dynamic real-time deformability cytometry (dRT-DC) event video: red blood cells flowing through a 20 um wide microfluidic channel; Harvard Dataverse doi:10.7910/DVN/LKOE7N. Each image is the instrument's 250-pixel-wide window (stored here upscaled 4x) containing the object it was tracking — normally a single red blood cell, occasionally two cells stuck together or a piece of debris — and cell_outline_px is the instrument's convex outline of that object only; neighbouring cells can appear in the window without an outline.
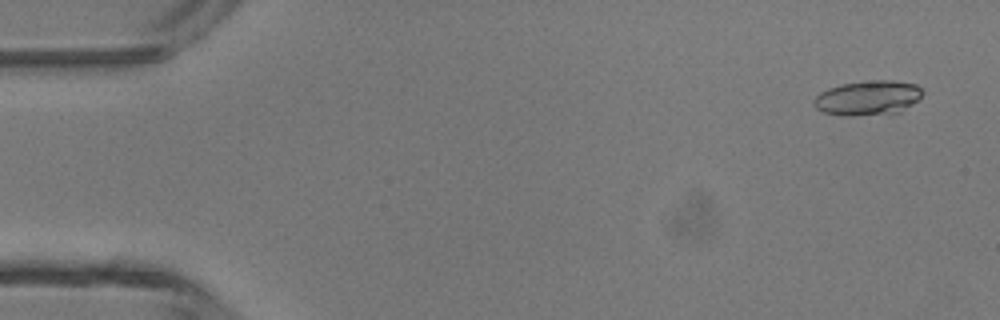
{"species": "common noctule bat (a hibernating species)", "species_latin": "Nyctalus noctula", "temperature_condition": "room temperature", "stored_images_in_passage": 48, "camera_frame_rate_fps": 3000, "um_per_image_px": 0.085, "animal": {"sex": "male", "body_mass_g": 13.3}, "frame": {"image": 1, "passage_image": 3, "time_ms": 0.667, "image_size_px": [1000, 320], "cell_outline_px": [[924, 92], [912, 104], [900, 112], [852, 116], [844, 116], [824, 112], [816, 108], [812, 100], [820, 92], [828, 88], [840, 84], [864, 80], [892, 80], [916, 84]], "centroid_in_image_um": [73.74, 8.31], "position_along_channel_um": 11.3, "area_um2": 22.02}}
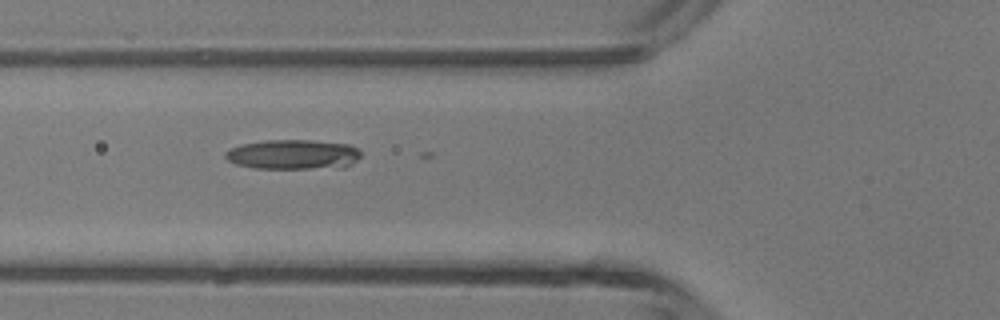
{"frame": {"image": 2, "passage_image": 18, "time_ms": 5.667, "image_size_px": [1000, 320], "cell_outline_px": [[360, 156], [352, 164], [344, 168], [252, 168], [236, 164], [228, 160], [224, 156], [224, 152], [240, 144], [264, 140], [312, 140], [348, 144], [360, 148]], "centroid_in_image_um": [24.93, 13.13], "position_along_channel_um": 100.9, "area_um2": 23.76}}
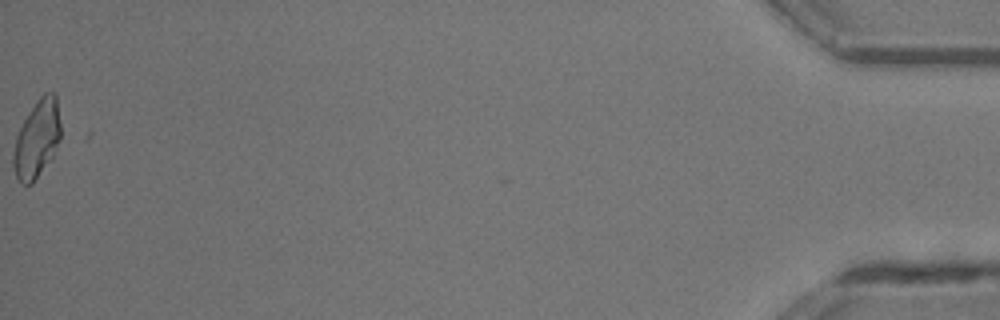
{"frame": {"image": 3, "passage_image": 48, "time_ms": 15.667, "image_size_px": [1000, 320], "cell_outline_px": [[60, 140], [52, 156], [32, 184], [20, 184], [16, 176], [12, 164], [12, 156], [16, 136], [24, 120], [36, 100], [44, 92], [52, 92], [56, 96], [60, 124]], "centroid_in_image_um": [3.12, 11.82], "position_along_channel_um": 432.1, "area_um2": 21.27}}